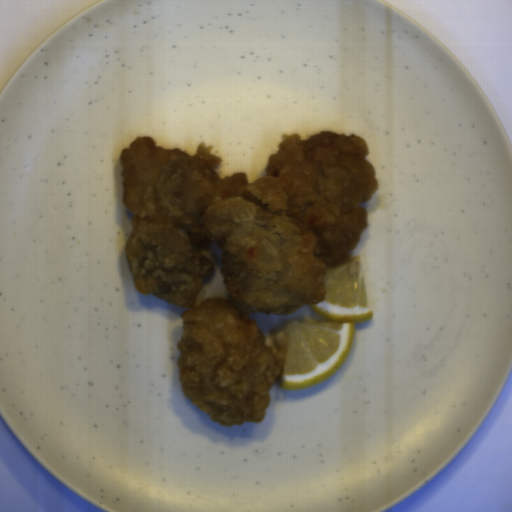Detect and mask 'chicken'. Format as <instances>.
Wrapping results in <instances>:
<instances>
[{"instance_id":"1","label":"chicken","mask_w":512,"mask_h":512,"mask_svg":"<svg viewBox=\"0 0 512 512\" xmlns=\"http://www.w3.org/2000/svg\"><path fill=\"white\" fill-rule=\"evenodd\" d=\"M200 143L194 155L136 137L119 158L122 201L133 214L125 244L137 293L176 307L185 397L223 427L261 423L270 389L286 372L252 314L289 316L324 300L328 266L344 265L369 224L361 206L378 190L367 142L320 131L283 136L264 177L221 178L222 158ZM222 250L227 302L194 297Z\"/></svg>"}]
</instances>
